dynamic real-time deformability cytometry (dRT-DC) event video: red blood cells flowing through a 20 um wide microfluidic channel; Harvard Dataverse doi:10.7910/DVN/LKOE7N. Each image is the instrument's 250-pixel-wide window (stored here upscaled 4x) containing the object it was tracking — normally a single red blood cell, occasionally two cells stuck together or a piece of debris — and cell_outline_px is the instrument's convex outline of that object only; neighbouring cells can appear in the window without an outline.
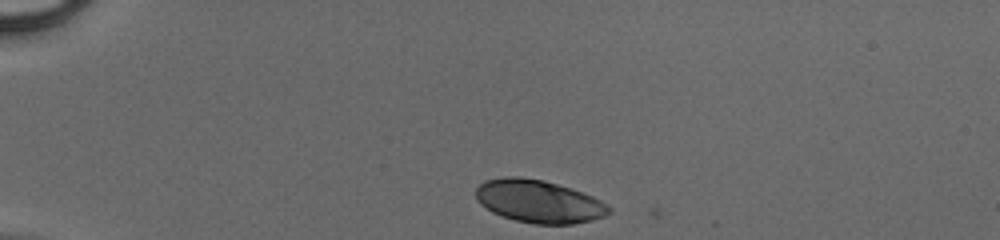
{"species": "human", "species_latin": "Homo sapiens", "temperature_condition": "cold", "stored_images_in_passage": 32, "camera_frame_rate_fps": 3000, "um_per_image_px": 0.085, "donor": {"sex": "male"}, "frame": {"image": 1, "passage_image": 1, "time_ms": 0.0, "image_size_px": [1000, 240], "cell_outline_px": [[612, 212], [604, 216], [592, 220], [572, 224], [536, 224], [516, 220], [492, 212], [480, 204], [476, 200], [476, 188], [484, 180], [504, 176], [520, 176], [544, 180], [572, 188], [592, 196], [608, 204], [612, 208]], "centroid_in_image_um": [45.8, 17.1], "position_along_channel_um": 39.2, "area_um2": 33.41}}
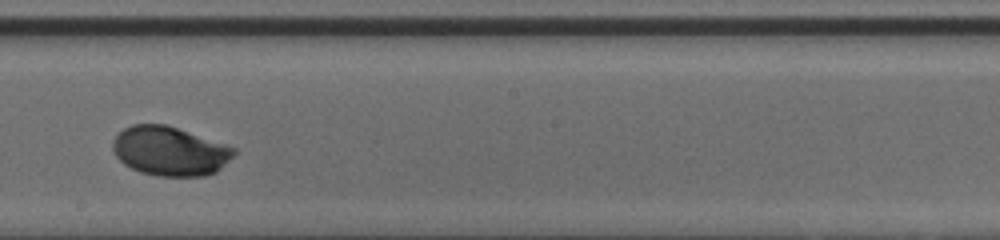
{"frame": {"image": 2, "passage_image": 19, "time_ms": 6.0, "image_size_px": [1000, 240], "cell_outline_px": [[236, 152], [216, 172], [204, 176], [160, 176], [140, 172], [124, 164], [116, 156], [112, 148], [112, 140], [124, 128], [132, 124], [164, 124], [236, 148]], "centroid_in_image_um": [14.4, 12.85], "position_along_channel_um": 233.8, "area_um2": 34.33}}
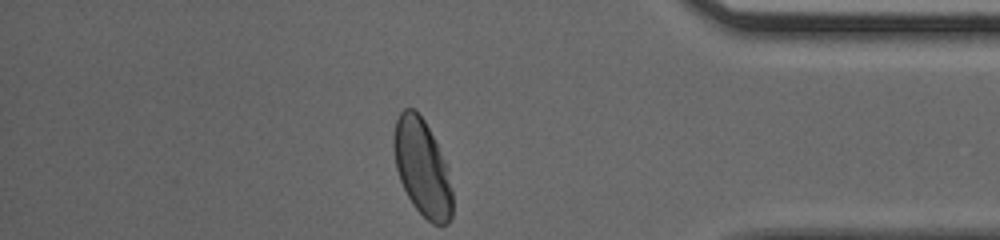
{"frame": {"image": 3, "passage_image": 32, "time_ms": 10.333, "image_size_px": [1000, 240], "cell_outline_px": [[452, 216], [448, 224], [432, 224], [412, 204], [400, 180], [396, 168], [392, 144], [392, 136], [396, 120], [400, 112], [404, 108], [412, 108], [424, 120], [448, 168], [452, 192]], "centroid_in_image_um": [35.87, 14.27], "position_along_channel_um": 399.3, "area_um2": 32.83}}